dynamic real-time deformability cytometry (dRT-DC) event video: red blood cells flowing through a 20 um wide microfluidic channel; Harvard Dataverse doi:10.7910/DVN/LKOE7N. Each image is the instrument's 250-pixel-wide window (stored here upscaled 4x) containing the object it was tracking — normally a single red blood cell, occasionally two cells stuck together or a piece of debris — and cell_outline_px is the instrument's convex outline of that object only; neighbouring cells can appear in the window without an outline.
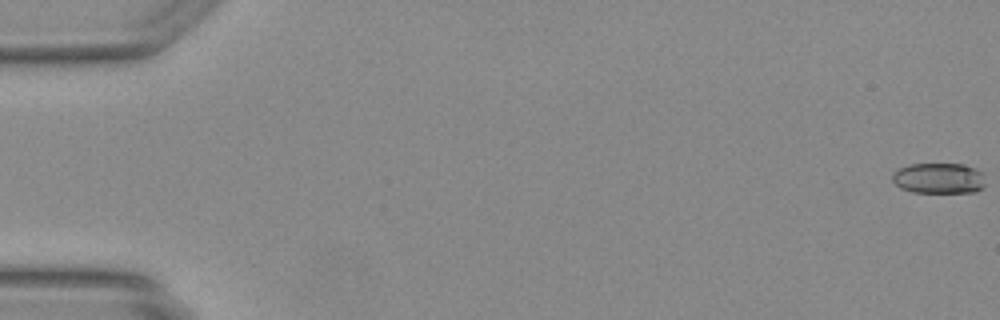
{"species": "Egyptian fruit bat (a non-hibernating species)", "species_latin": "Rousettus aegyptiacus", "temperature_condition": "warm", "stored_images_in_passage": 9, "camera_frame_rate_fps": 3000, "um_per_image_px": 0.085, "animal": {"sex": "female"}, "frame": {"image": 1, "passage_image": 1, "time_ms": 0.0, "image_size_px": [1000, 320], "cell_outline_px": [[984, 188], [976, 192], [912, 192], [900, 188], [892, 180], [892, 172], [908, 164], [964, 164], [976, 168], [984, 172]], "centroid_in_image_um": [79.82, 15.15], "position_along_channel_um": 5.2, "area_um2": 16.88}}